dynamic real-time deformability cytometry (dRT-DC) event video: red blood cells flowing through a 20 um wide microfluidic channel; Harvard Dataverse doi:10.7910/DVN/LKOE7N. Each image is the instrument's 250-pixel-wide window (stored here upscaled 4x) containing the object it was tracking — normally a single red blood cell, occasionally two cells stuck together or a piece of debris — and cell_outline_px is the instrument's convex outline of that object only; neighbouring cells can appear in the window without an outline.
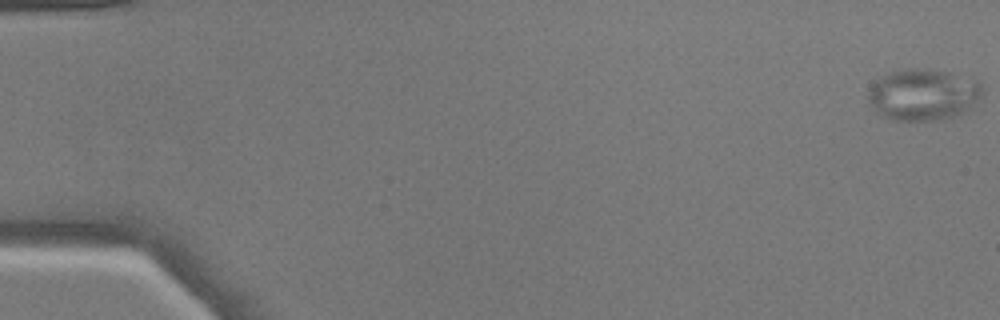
{"species": "common noctule bat (a hibernating species)", "species_latin": "Nyctalus noctula", "temperature_condition": "warm", "stored_images_in_passage": 51, "camera_frame_rate_fps": 3000, "um_per_image_px": 0.085, "animal": {"sex": "male", "body_mass_g": 17.9}, "frame": {"image": 1, "passage_image": 1, "time_ms": 0.0, "image_size_px": [1000, 320], "cell_outline_px": [[984, 96], [968, 108], [956, 116], [940, 120], [892, 120], [876, 112], [868, 104], [868, 92], [872, 84], [880, 76], [888, 72], [908, 68], [916, 68], [948, 72], [972, 76], [980, 80], [984, 88]], "centroid_in_image_um": [78.5, 8.02], "position_along_channel_um": 6.5, "area_um2": 34.97}}
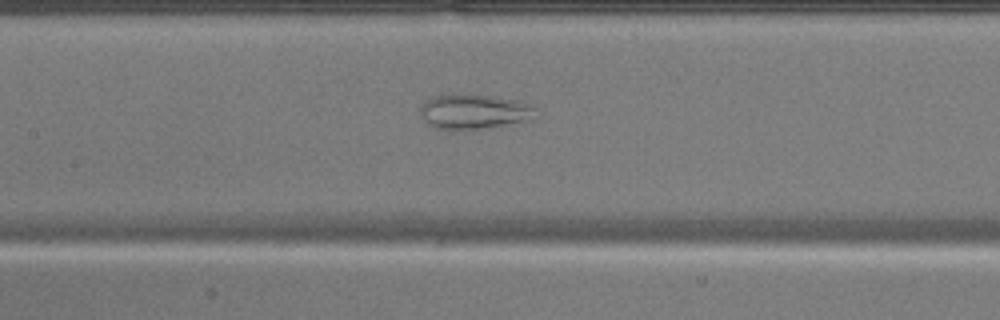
{"frame": {"image": 2, "passage_image": 25, "time_ms": 8.0, "image_size_px": [1000, 320], "cell_outline_px": [[540, 116], [536, 120], [464, 132], [436, 128], [428, 124], [420, 116], [420, 108], [432, 96], [492, 96], [520, 100], [536, 108]], "centroid_in_image_um": [40.41, 9.56], "position_along_channel_um": 167.0, "area_um2": 23.93}}
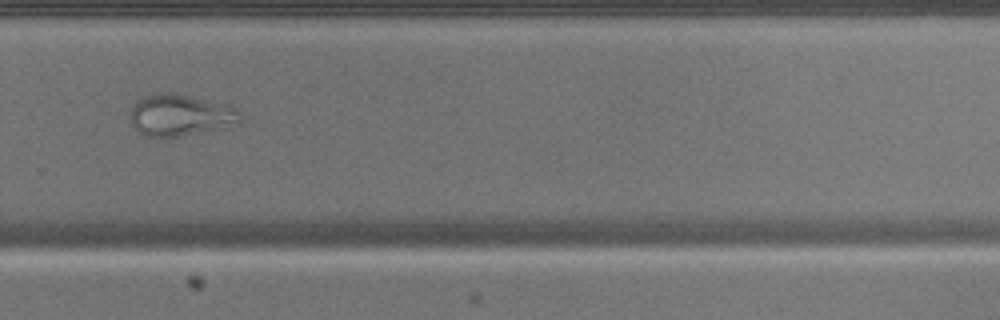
{"frame": {"image": 3, "passage_image": 36, "time_ms": 11.667, "image_size_px": [1000, 320], "cell_outline_px": [[240, 120], [224, 128], [176, 136], [144, 136], [132, 124], [132, 108], [136, 100], [144, 96], [164, 92], [172, 92], [228, 104], [236, 108], [240, 112]], "centroid_in_image_um": [15.34, 9.76], "position_along_channel_um": 314.5, "area_um2": 26.3}}